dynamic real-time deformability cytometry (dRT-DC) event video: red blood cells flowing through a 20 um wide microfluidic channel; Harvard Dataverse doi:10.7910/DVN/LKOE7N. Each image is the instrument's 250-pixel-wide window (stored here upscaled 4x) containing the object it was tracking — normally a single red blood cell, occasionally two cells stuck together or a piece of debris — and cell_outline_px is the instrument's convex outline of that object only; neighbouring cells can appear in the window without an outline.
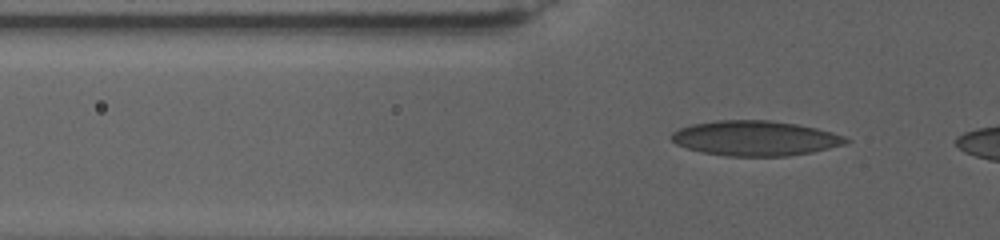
{"species": "human", "species_latin": "Homo sapiens", "temperature_condition": "warm", "stored_images_in_passage": 62, "camera_frame_rate_fps": 3000, "um_per_image_px": 0.085, "donor": {"sex": "female"}, "frame": {"image": 1, "passage_image": 11, "time_ms": 2.667, "image_size_px": [1000, 240], "cell_outline_px": [[848, 140], [844, 144], [812, 152], [788, 156], [724, 156], [704, 152], [688, 148], [676, 144], [672, 140], [672, 132], [680, 128], [692, 124], [716, 120], [768, 120], [796, 124], [816, 128], [832, 132], [844, 136]], "centroid_in_image_um": [64.18, 11.75], "position_along_channel_um": 61.6, "area_um2": 35.32}}
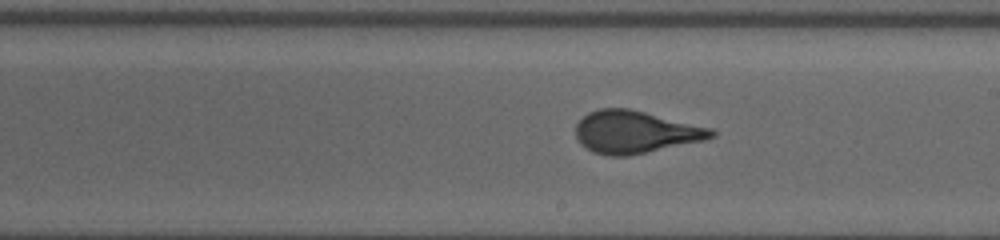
{"frame": {"image": 2, "passage_image": 37, "time_ms": 9.667, "image_size_px": [1000, 240], "cell_outline_px": [[716, 136], [704, 140], [628, 156], [608, 156], [592, 152], [580, 144], [576, 136], [576, 124], [588, 112], [600, 108], [628, 108], [712, 128], [716, 132]], "centroid_in_image_um": [53.98, 11.22], "position_along_channel_um": 235.0, "area_um2": 33.47}}
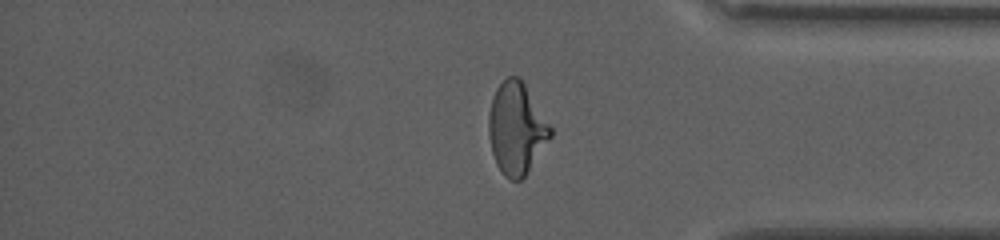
{"frame": {"image": 3, "passage_image": 56, "time_ms": 16.0, "image_size_px": [1000, 240], "cell_outline_px": [[552, 136], [524, 176], [520, 180], [512, 180], [504, 176], [496, 164], [492, 152], [488, 136], [488, 116], [492, 96], [496, 88], [508, 76], [516, 76], [524, 84], [552, 128]], "centroid_in_image_um": [43.87, 10.93], "position_along_channel_um": 391.3, "area_um2": 32.66}}